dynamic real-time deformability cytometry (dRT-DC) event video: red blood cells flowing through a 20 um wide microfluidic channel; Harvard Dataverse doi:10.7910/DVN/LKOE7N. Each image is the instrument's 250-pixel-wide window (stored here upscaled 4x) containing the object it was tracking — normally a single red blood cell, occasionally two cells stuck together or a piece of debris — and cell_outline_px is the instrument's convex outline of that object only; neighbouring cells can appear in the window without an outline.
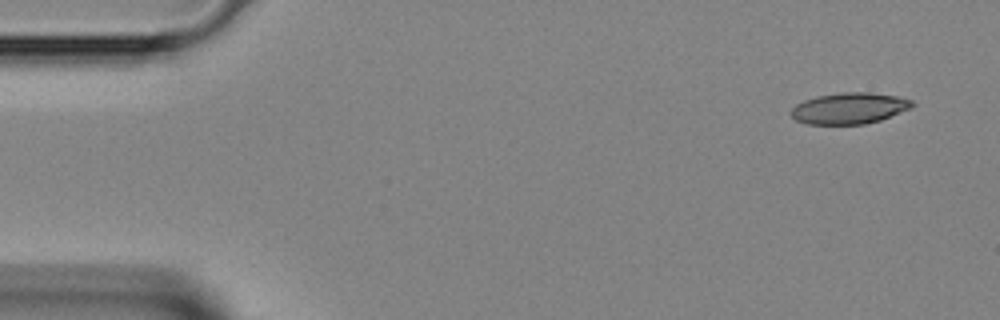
{"species": "Egyptian fruit bat (a non-hibernating species)", "species_latin": "Rousettus aegyptiacus", "temperature_condition": "room temperature", "stored_images_in_passage": 41, "camera_frame_rate_fps": 3000, "um_per_image_px": 0.085, "animal": {"sex": "female"}, "frame": {"image": 1, "passage_image": 1, "time_ms": 0.0, "image_size_px": [1000, 320], "cell_outline_px": [[916, 104], [912, 108], [880, 120], [864, 124], [808, 124], [796, 120], [788, 112], [796, 104], [804, 100], [816, 96], [840, 92], [868, 92], [900, 96], [912, 100]], "centroid_in_image_um": [72.21, 9.19], "position_along_channel_um": 12.8, "area_um2": 22.25}}
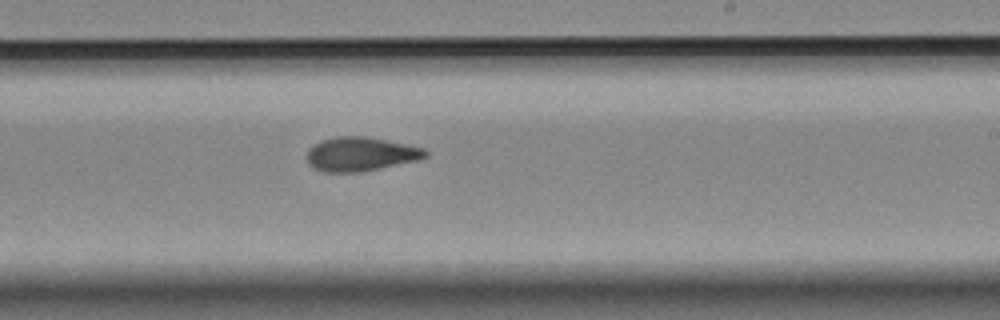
{"frame": {"image": 2, "passage_image": 24, "time_ms": 7.667, "image_size_px": [1000, 320], "cell_outline_px": [[428, 156], [416, 160], [380, 168], [360, 172], [324, 172], [312, 168], [308, 164], [308, 148], [312, 144], [320, 140], [336, 136], [364, 136], [424, 148], [428, 152]], "centroid_in_image_um": [30.59, 13.1], "position_along_channel_um": 258.4, "area_um2": 23.41}}
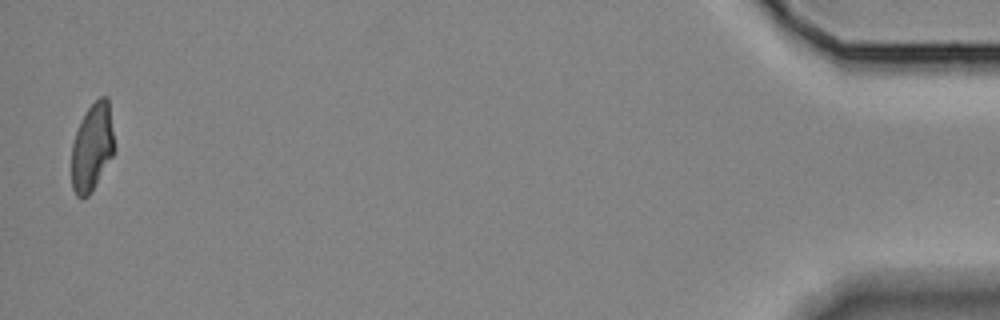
{"frame": {"image": 3, "passage_image": 41, "time_ms": 13.333, "image_size_px": [1000, 320], "cell_outline_px": [[116, 148], [112, 156], [92, 192], [88, 196], [76, 196], [72, 188], [72, 144], [80, 120], [88, 108], [100, 96], [108, 96]], "centroid_in_image_um": [7.85, 12.49], "position_along_channel_um": 427.3, "area_um2": 22.02}}